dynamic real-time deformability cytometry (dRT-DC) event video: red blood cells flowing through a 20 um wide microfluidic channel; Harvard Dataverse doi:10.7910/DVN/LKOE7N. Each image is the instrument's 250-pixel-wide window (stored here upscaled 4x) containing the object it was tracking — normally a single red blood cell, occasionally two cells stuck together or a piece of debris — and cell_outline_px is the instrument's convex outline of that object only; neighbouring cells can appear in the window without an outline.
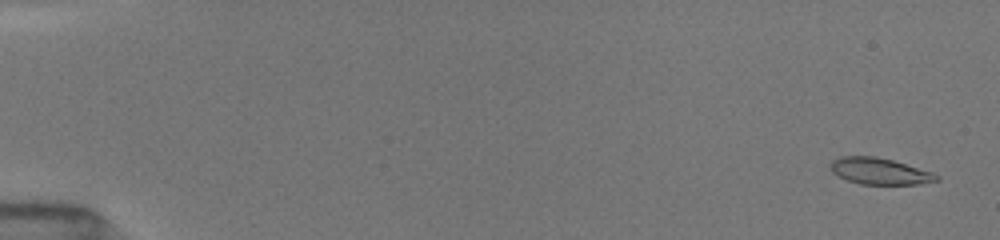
{"species": "common noctule bat (a hibernating species)", "species_latin": "Nyctalus noctula", "temperature_condition": "room temperature", "stored_images_in_passage": 52, "camera_frame_rate_fps": 3000, "um_per_image_px": 0.085, "animal": {"sex": "female", "body_mass_g": 19.5, "forearm_length_mm": 54.1}, "frame": {"image": 1, "passage_image": 2, "time_ms": 0.333, "image_size_px": [1000, 240], "cell_outline_px": [[940, 180], [920, 184], [860, 184], [836, 176], [828, 168], [832, 160], [840, 156], [876, 156], [892, 160], [932, 172], [940, 176]], "centroid_in_image_um": [74.73, 14.55], "position_along_channel_um": 10.3, "area_um2": 16.47}}
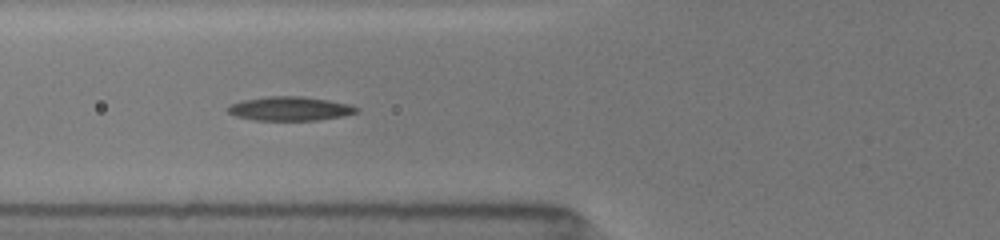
{"frame": {"image": 2, "passage_image": 21, "time_ms": 6.667, "image_size_px": [1000, 240], "cell_outline_px": [[360, 108], [356, 112], [344, 116], [316, 120], [252, 120], [236, 116], [228, 112], [228, 104], [240, 100], [268, 96], [300, 96], [328, 100], [348, 104]], "centroid_in_image_um": [24.6, 9.23], "position_along_channel_um": 101.2, "area_um2": 18.03}}
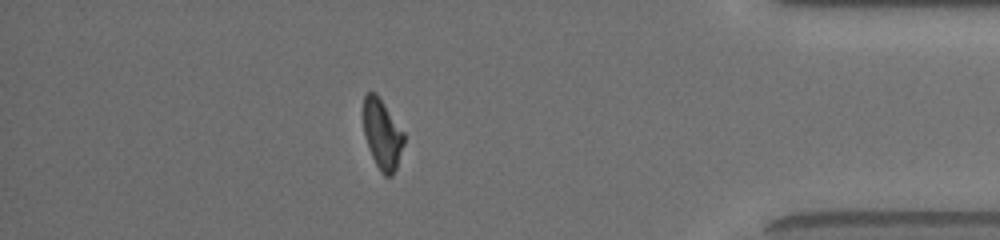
{"frame": {"image": 3, "passage_image": 46, "time_ms": 15.0, "image_size_px": [1000, 240], "cell_outline_px": [[404, 144], [396, 168], [392, 176], [384, 176], [380, 172], [372, 156], [364, 132], [364, 96], [368, 92], [376, 92], [404, 132]], "centroid_in_image_um": [32.5, 11.41], "position_along_channel_um": 402.7, "area_um2": 16.3}, "authors_computed_cell_mechanics": {"area_um2": 17.3978, "velocity_mm_per_s": 4.0078, "shape_relaxation_time_tau1_ms": 10.1007, "shape_relaxation_time_tau2_ms": null, "deformation_change_tau1": 0.2588, "deformation_change_tau2": null}}